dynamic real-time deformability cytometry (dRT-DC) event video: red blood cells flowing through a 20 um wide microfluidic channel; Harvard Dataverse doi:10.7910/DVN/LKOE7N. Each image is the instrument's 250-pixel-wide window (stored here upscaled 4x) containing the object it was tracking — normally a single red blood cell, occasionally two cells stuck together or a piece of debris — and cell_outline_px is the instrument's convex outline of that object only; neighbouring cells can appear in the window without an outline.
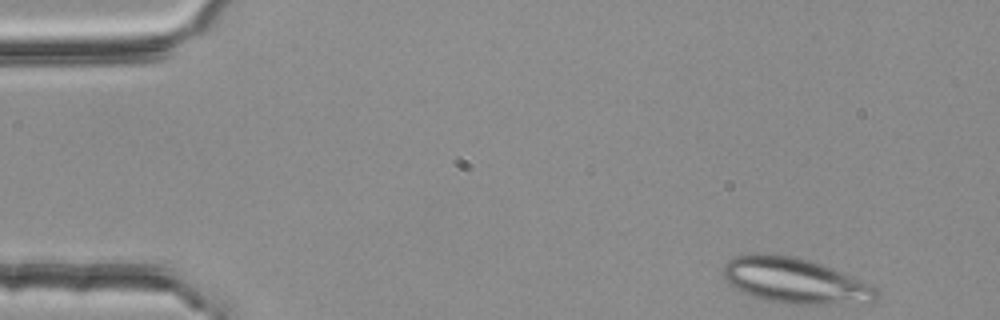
{"species": "common noctule bat (a hibernating species)", "species_latin": "Nyctalus noctula", "temperature_condition": "room temperature", "stored_images_in_passage": 47, "segment_of_instrument_passage": [1, 2], "camera_frame_rate_fps": 3000, "um_per_image_px": 0.085, "animal": {"sex": "female", "body_mass_g": 25.1}, "frame": {"image": 1, "passage_image": 1, "time_ms": 0.0, "image_size_px": [1000, 320], "cell_outline_px": [[880, 292], [876, 300], [872, 304], [788, 304], [764, 300], [752, 296], [728, 284], [724, 280], [724, 264], [728, 260], [736, 256], [760, 252], [796, 256], [832, 268], [876, 288]], "centroid_in_image_um": [67.57, 23.87], "position_along_channel_um": 17.4, "area_um2": 40.92}}